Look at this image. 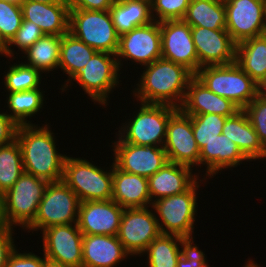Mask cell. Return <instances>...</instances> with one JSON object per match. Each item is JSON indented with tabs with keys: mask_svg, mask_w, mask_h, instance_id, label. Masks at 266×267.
<instances>
[{
	"mask_svg": "<svg viewBox=\"0 0 266 267\" xmlns=\"http://www.w3.org/2000/svg\"><path fill=\"white\" fill-rule=\"evenodd\" d=\"M69 9L108 11L115 0H65Z\"/></svg>",
	"mask_w": 266,
	"mask_h": 267,
	"instance_id": "obj_44",
	"label": "cell"
},
{
	"mask_svg": "<svg viewBox=\"0 0 266 267\" xmlns=\"http://www.w3.org/2000/svg\"><path fill=\"white\" fill-rule=\"evenodd\" d=\"M24 173L22 152L17 140L0 146V196Z\"/></svg>",
	"mask_w": 266,
	"mask_h": 267,
	"instance_id": "obj_34",
	"label": "cell"
},
{
	"mask_svg": "<svg viewBox=\"0 0 266 267\" xmlns=\"http://www.w3.org/2000/svg\"><path fill=\"white\" fill-rule=\"evenodd\" d=\"M106 171L85 158L66 156L62 181L77 195L80 202L112 199L113 163Z\"/></svg>",
	"mask_w": 266,
	"mask_h": 267,
	"instance_id": "obj_6",
	"label": "cell"
},
{
	"mask_svg": "<svg viewBox=\"0 0 266 267\" xmlns=\"http://www.w3.org/2000/svg\"><path fill=\"white\" fill-rule=\"evenodd\" d=\"M0 55H4L6 58L8 57V50H7V42L0 34Z\"/></svg>",
	"mask_w": 266,
	"mask_h": 267,
	"instance_id": "obj_47",
	"label": "cell"
},
{
	"mask_svg": "<svg viewBox=\"0 0 266 267\" xmlns=\"http://www.w3.org/2000/svg\"><path fill=\"white\" fill-rule=\"evenodd\" d=\"M183 20L191 27L226 29L224 0H190Z\"/></svg>",
	"mask_w": 266,
	"mask_h": 267,
	"instance_id": "obj_30",
	"label": "cell"
},
{
	"mask_svg": "<svg viewBox=\"0 0 266 267\" xmlns=\"http://www.w3.org/2000/svg\"><path fill=\"white\" fill-rule=\"evenodd\" d=\"M194 139L199 149L222 134L223 125L227 117L218 114H203L190 116Z\"/></svg>",
	"mask_w": 266,
	"mask_h": 267,
	"instance_id": "obj_36",
	"label": "cell"
},
{
	"mask_svg": "<svg viewBox=\"0 0 266 267\" xmlns=\"http://www.w3.org/2000/svg\"><path fill=\"white\" fill-rule=\"evenodd\" d=\"M13 228L6 227L0 231V267H6L9 256L16 249Z\"/></svg>",
	"mask_w": 266,
	"mask_h": 267,
	"instance_id": "obj_43",
	"label": "cell"
},
{
	"mask_svg": "<svg viewBox=\"0 0 266 267\" xmlns=\"http://www.w3.org/2000/svg\"><path fill=\"white\" fill-rule=\"evenodd\" d=\"M69 33L97 52L117 54L120 35L109 10L70 9Z\"/></svg>",
	"mask_w": 266,
	"mask_h": 267,
	"instance_id": "obj_8",
	"label": "cell"
},
{
	"mask_svg": "<svg viewBox=\"0 0 266 267\" xmlns=\"http://www.w3.org/2000/svg\"><path fill=\"white\" fill-rule=\"evenodd\" d=\"M44 35V32L34 22L23 19L17 33L7 43L8 57L12 58L13 56V59H15L14 49H11L13 45L18 48V51L20 50L24 53Z\"/></svg>",
	"mask_w": 266,
	"mask_h": 267,
	"instance_id": "obj_39",
	"label": "cell"
},
{
	"mask_svg": "<svg viewBox=\"0 0 266 267\" xmlns=\"http://www.w3.org/2000/svg\"><path fill=\"white\" fill-rule=\"evenodd\" d=\"M190 243L178 235L160 234L142 256L147 255L148 267H177L179 257Z\"/></svg>",
	"mask_w": 266,
	"mask_h": 267,
	"instance_id": "obj_29",
	"label": "cell"
},
{
	"mask_svg": "<svg viewBox=\"0 0 266 267\" xmlns=\"http://www.w3.org/2000/svg\"><path fill=\"white\" fill-rule=\"evenodd\" d=\"M148 207L123 211L117 238L131 256H141L161 232L153 210Z\"/></svg>",
	"mask_w": 266,
	"mask_h": 267,
	"instance_id": "obj_11",
	"label": "cell"
},
{
	"mask_svg": "<svg viewBox=\"0 0 266 267\" xmlns=\"http://www.w3.org/2000/svg\"><path fill=\"white\" fill-rule=\"evenodd\" d=\"M133 97L142 103L168 104L179 108L185 98L189 81L195 76L185 66L159 58L145 65Z\"/></svg>",
	"mask_w": 266,
	"mask_h": 267,
	"instance_id": "obj_1",
	"label": "cell"
},
{
	"mask_svg": "<svg viewBox=\"0 0 266 267\" xmlns=\"http://www.w3.org/2000/svg\"><path fill=\"white\" fill-rule=\"evenodd\" d=\"M222 134L238 146L249 162L266 159V148L262 145L244 110H240L234 116L226 118Z\"/></svg>",
	"mask_w": 266,
	"mask_h": 267,
	"instance_id": "obj_26",
	"label": "cell"
},
{
	"mask_svg": "<svg viewBox=\"0 0 266 267\" xmlns=\"http://www.w3.org/2000/svg\"><path fill=\"white\" fill-rule=\"evenodd\" d=\"M22 20L21 5L0 0V34L7 43L17 33Z\"/></svg>",
	"mask_w": 266,
	"mask_h": 267,
	"instance_id": "obj_37",
	"label": "cell"
},
{
	"mask_svg": "<svg viewBox=\"0 0 266 267\" xmlns=\"http://www.w3.org/2000/svg\"><path fill=\"white\" fill-rule=\"evenodd\" d=\"M123 211L112 199L80 202L77 224L83 235L117 236Z\"/></svg>",
	"mask_w": 266,
	"mask_h": 267,
	"instance_id": "obj_19",
	"label": "cell"
},
{
	"mask_svg": "<svg viewBox=\"0 0 266 267\" xmlns=\"http://www.w3.org/2000/svg\"><path fill=\"white\" fill-rule=\"evenodd\" d=\"M48 181L24 172L1 195L2 217L6 227L26 229L35 219Z\"/></svg>",
	"mask_w": 266,
	"mask_h": 267,
	"instance_id": "obj_4",
	"label": "cell"
},
{
	"mask_svg": "<svg viewBox=\"0 0 266 267\" xmlns=\"http://www.w3.org/2000/svg\"><path fill=\"white\" fill-rule=\"evenodd\" d=\"M18 125L4 112H0V146L15 140Z\"/></svg>",
	"mask_w": 266,
	"mask_h": 267,
	"instance_id": "obj_45",
	"label": "cell"
},
{
	"mask_svg": "<svg viewBox=\"0 0 266 267\" xmlns=\"http://www.w3.org/2000/svg\"><path fill=\"white\" fill-rule=\"evenodd\" d=\"M191 34L198 56V70L203 66L236 62V43L226 29L191 27Z\"/></svg>",
	"mask_w": 266,
	"mask_h": 267,
	"instance_id": "obj_18",
	"label": "cell"
},
{
	"mask_svg": "<svg viewBox=\"0 0 266 267\" xmlns=\"http://www.w3.org/2000/svg\"><path fill=\"white\" fill-rule=\"evenodd\" d=\"M3 75L4 87L7 92H17L40 88L43 79L41 72L35 68L19 62L14 63Z\"/></svg>",
	"mask_w": 266,
	"mask_h": 267,
	"instance_id": "obj_35",
	"label": "cell"
},
{
	"mask_svg": "<svg viewBox=\"0 0 266 267\" xmlns=\"http://www.w3.org/2000/svg\"><path fill=\"white\" fill-rule=\"evenodd\" d=\"M236 63L261 85L266 80V34L236 44Z\"/></svg>",
	"mask_w": 266,
	"mask_h": 267,
	"instance_id": "obj_28",
	"label": "cell"
},
{
	"mask_svg": "<svg viewBox=\"0 0 266 267\" xmlns=\"http://www.w3.org/2000/svg\"><path fill=\"white\" fill-rule=\"evenodd\" d=\"M226 30L238 44L266 32L265 0H224Z\"/></svg>",
	"mask_w": 266,
	"mask_h": 267,
	"instance_id": "obj_12",
	"label": "cell"
},
{
	"mask_svg": "<svg viewBox=\"0 0 266 267\" xmlns=\"http://www.w3.org/2000/svg\"><path fill=\"white\" fill-rule=\"evenodd\" d=\"M116 58L119 69L123 66L121 58L141 67L161 58L160 22L152 21L120 35Z\"/></svg>",
	"mask_w": 266,
	"mask_h": 267,
	"instance_id": "obj_13",
	"label": "cell"
},
{
	"mask_svg": "<svg viewBox=\"0 0 266 267\" xmlns=\"http://www.w3.org/2000/svg\"><path fill=\"white\" fill-rule=\"evenodd\" d=\"M97 51L71 33L62 36L60 46L59 67L63 74H67L69 79L65 80L62 86L68 85L70 80L88 63Z\"/></svg>",
	"mask_w": 266,
	"mask_h": 267,
	"instance_id": "obj_31",
	"label": "cell"
},
{
	"mask_svg": "<svg viewBox=\"0 0 266 267\" xmlns=\"http://www.w3.org/2000/svg\"><path fill=\"white\" fill-rule=\"evenodd\" d=\"M6 228L3 217H2V205H1V196H0V231L4 230Z\"/></svg>",
	"mask_w": 266,
	"mask_h": 267,
	"instance_id": "obj_49",
	"label": "cell"
},
{
	"mask_svg": "<svg viewBox=\"0 0 266 267\" xmlns=\"http://www.w3.org/2000/svg\"><path fill=\"white\" fill-rule=\"evenodd\" d=\"M202 179H198L187 191L152 202L151 208L157 213L155 216L161 234L178 235L195 242L193 232L198 210L197 190L203 183L201 181L208 178L203 176Z\"/></svg>",
	"mask_w": 266,
	"mask_h": 267,
	"instance_id": "obj_3",
	"label": "cell"
},
{
	"mask_svg": "<svg viewBox=\"0 0 266 267\" xmlns=\"http://www.w3.org/2000/svg\"><path fill=\"white\" fill-rule=\"evenodd\" d=\"M130 256L117 236L83 235L82 267H116Z\"/></svg>",
	"mask_w": 266,
	"mask_h": 267,
	"instance_id": "obj_21",
	"label": "cell"
},
{
	"mask_svg": "<svg viewBox=\"0 0 266 267\" xmlns=\"http://www.w3.org/2000/svg\"><path fill=\"white\" fill-rule=\"evenodd\" d=\"M179 109L188 116L218 114L224 117L234 116L241 110L231 100L213 93L195 76L189 81Z\"/></svg>",
	"mask_w": 266,
	"mask_h": 267,
	"instance_id": "obj_20",
	"label": "cell"
},
{
	"mask_svg": "<svg viewBox=\"0 0 266 267\" xmlns=\"http://www.w3.org/2000/svg\"><path fill=\"white\" fill-rule=\"evenodd\" d=\"M6 1L21 5L25 0H6Z\"/></svg>",
	"mask_w": 266,
	"mask_h": 267,
	"instance_id": "obj_52",
	"label": "cell"
},
{
	"mask_svg": "<svg viewBox=\"0 0 266 267\" xmlns=\"http://www.w3.org/2000/svg\"><path fill=\"white\" fill-rule=\"evenodd\" d=\"M198 267H210V266L208 265V261H205L203 264H201Z\"/></svg>",
	"mask_w": 266,
	"mask_h": 267,
	"instance_id": "obj_53",
	"label": "cell"
},
{
	"mask_svg": "<svg viewBox=\"0 0 266 267\" xmlns=\"http://www.w3.org/2000/svg\"><path fill=\"white\" fill-rule=\"evenodd\" d=\"M116 138L113 163L124 172L149 178L168 162L163 146L135 145Z\"/></svg>",
	"mask_w": 266,
	"mask_h": 267,
	"instance_id": "obj_15",
	"label": "cell"
},
{
	"mask_svg": "<svg viewBox=\"0 0 266 267\" xmlns=\"http://www.w3.org/2000/svg\"><path fill=\"white\" fill-rule=\"evenodd\" d=\"M44 267H69V266H66L65 264L59 262L52 261L44 256Z\"/></svg>",
	"mask_w": 266,
	"mask_h": 267,
	"instance_id": "obj_46",
	"label": "cell"
},
{
	"mask_svg": "<svg viewBox=\"0 0 266 267\" xmlns=\"http://www.w3.org/2000/svg\"><path fill=\"white\" fill-rule=\"evenodd\" d=\"M120 70L115 54L96 52L84 68L72 78L73 80H70V84L61 86L60 90L66 91L72 81H76L93 102L104 107L108 105L112 89L120 83Z\"/></svg>",
	"mask_w": 266,
	"mask_h": 267,
	"instance_id": "obj_9",
	"label": "cell"
},
{
	"mask_svg": "<svg viewBox=\"0 0 266 267\" xmlns=\"http://www.w3.org/2000/svg\"><path fill=\"white\" fill-rule=\"evenodd\" d=\"M24 20L34 22L47 35L63 36L69 32L67 3H40L25 0L21 4Z\"/></svg>",
	"mask_w": 266,
	"mask_h": 267,
	"instance_id": "obj_23",
	"label": "cell"
},
{
	"mask_svg": "<svg viewBox=\"0 0 266 267\" xmlns=\"http://www.w3.org/2000/svg\"><path fill=\"white\" fill-rule=\"evenodd\" d=\"M112 200L124 209L151 206L148 178L124 172L113 163Z\"/></svg>",
	"mask_w": 266,
	"mask_h": 267,
	"instance_id": "obj_25",
	"label": "cell"
},
{
	"mask_svg": "<svg viewBox=\"0 0 266 267\" xmlns=\"http://www.w3.org/2000/svg\"><path fill=\"white\" fill-rule=\"evenodd\" d=\"M260 93L266 97V80L260 85Z\"/></svg>",
	"mask_w": 266,
	"mask_h": 267,
	"instance_id": "obj_51",
	"label": "cell"
},
{
	"mask_svg": "<svg viewBox=\"0 0 266 267\" xmlns=\"http://www.w3.org/2000/svg\"><path fill=\"white\" fill-rule=\"evenodd\" d=\"M138 108L132 119L122 123L116 135L130 144L163 146L168 121L179 108L168 104L142 102Z\"/></svg>",
	"mask_w": 266,
	"mask_h": 267,
	"instance_id": "obj_7",
	"label": "cell"
},
{
	"mask_svg": "<svg viewBox=\"0 0 266 267\" xmlns=\"http://www.w3.org/2000/svg\"><path fill=\"white\" fill-rule=\"evenodd\" d=\"M62 36L45 34L24 53L27 61L24 64L39 70L41 73H49L57 70L60 59V46Z\"/></svg>",
	"mask_w": 266,
	"mask_h": 267,
	"instance_id": "obj_32",
	"label": "cell"
},
{
	"mask_svg": "<svg viewBox=\"0 0 266 267\" xmlns=\"http://www.w3.org/2000/svg\"><path fill=\"white\" fill-rule=\"evenodd\" d=\"M186 165L167 162L148 178L151 203L157 199L187 191L198 179L199 174Z\"/></svg>",
	"mask_w": 266,
	"mask_h": 267,
	"instance_id": "obj_22",
	"label": "cell"
},
{
	"mask_svg": "<svg viewBox=\"0 0 266 267\" xmlns=\"http://www.w3.org/2000/svg\"><path fill=\"white\" fill-rule=\"evenodd\" d=\"M195 77L213 93L231 100L241 110L260 93V85L236 62L203 66Z\"/></svg>",
	"mask_w": 266,
	"mask_h": 267,
	"instance_id": "obj_5",
	"label": "cell"
},
{
	"mask_svg": "<svg viewBox=\"0 0 266 267\" xmlns=\"http://www.w3.org/2000/svg\"><path fill=\"white\" fill-rule=\"evenodd\" d=\"M191 242L183 251L177 262V267H198L207 259L201 249L196 244Z\"/></svg>",
	"mask_w": 266,
	"mask_h": 267,
	"instance_id": "obj_42",
	"label": "cell"
},
{
	"mask_svg": "<svg viewBox=\"0 0 266 267\" xmlns=\"http://www.w3.org/2000/svg\"><path fill=\"white\" fill-rule=\"evenodd\" d=\"M15 139L22 152L24 172L48 182L62 180L66 154L58 152L50 125H19Z\"/></svg>",
	"mask_w": 266,
	"mask_h": 267,
	"instance_id": "obj_2",
	"label": "cell"
},
{
	"mask_svg": "<svg viewBox=\"0 0 266 267\" xmlns=\"http://www.w3.org/2000/svg\"><path fill=\"white\" fill-rule=\"evenodd\" d=\"M168 162L194 169L200 166V149L194 139L191 117L178 109L169 119L163 145Z\"/></svg>",
	"mask_w": 266,
	"mask_h": 267,
	"instance_id": "obj_14",
	"label": "cell"
},
{
	"mask_svg": "<svg viewBox=\"0 0 266 267\" xmlns=\"http://www.w3.org/2000/svg\"><path fill=\"white\" fill-rule=\"evenodd\" d=\"M109 12L119 35L154 21L149 1L115 0Z\"/></svg>",
	"mask_w": 266,
	"mask_h": 267,
	"instance_id": "obj_27",
	"label": "cell"
},
{
	"mask_svg": "<svg viewBox=\"0 0 266 267\" xmlns=\"http://www.w3.org/2000/svg\"><path fill=\"white\" fill-rule=\"evenodd\" d=\"M190 0H152L151 14L154 21L183 20Z\"/></svg>",
	"mask_w": 266,
	"mask_h": 267,
	"instance_id": "obj_38",
	"label": "cell"
},
{
	"mask_svg": "<svg viewBox=\"0 0 266 267\" xmlns=\"http://www.w3.org/2000/svg\"><path fill=\"white\" fill-rule=\"evenodd\" d=\"M243 110L266 148V97L259 93Z\"/></svg>",
	"mask_w": 266,
	"mask_h": 267,
	"instance_id": "obj_40",
	"label": "cell"
},
{
	"mask_svg": "<svg viewBox=\"0 0 266 267\" xmlns=\"http://www.w3.org/2000/svg\"><path fill=\"white\" fill-rule=\"evenodd\" d=\"M41 232L47 259L69 267H82L83 234L77 223L52 226Z\"/></svg>",
	"mask_w": 266,
	"mask_h": 267,
	"instance_id": "obj_17",
	"label": "cell"
},
{
	"mask_svg": "<svg viewBox=\"0 0 266 267\" xmlns=\"http://www.w3.org/2000/svg\"><path fill=\"white\" fill-rule=\"evenodd\" d=\"M27 1L40 2V3H46V4L67 3L65 0H27Z\"/></svg>",
	"mask_w": 266,
	"mask_h": 267,
	"instance_id": "obj_48",
	"label": "cell"
},
{
	"mask_svg": "<svg viewBox=\"0 0 266 267\" xmlns=\"http://www.w3.org/2000/svg\"><path fill=\"white\" fill-rule=\"evenodd\" d=\"M161 57L185 66L194 75L198 72V56L191 26L184 20L160 22Z\"/></svg>",
	"mask_w": 266,
	"mask_h": 267,
	"instance_id": "obj_16",
	"label": "cell"
},
{
	"mask_svg": "<svg viewBox=\"0 0 266 267\" xmlns=\"http://www.w3.org/2000/svg\"><path fill=\"white\" fill-rule=\"evenodd\" d=\"M79 205L76 193L62 180L49 182L37 215L25 230L33 233L52 226L75 224L78 222Z\"/></svg>",
	"mask_w": 266,
	"mask_h": 267,
	"instance_id": "obj_10",
	"label": "cell"
},
{
	"mask_svg": "<svg viewBox=\"0 0 266 267\" xmlns=\"http://www.w3.org/2000/svg\"><path fill=\"white\" fill-rule=\"evenodd\" d=\"M41 88L32 90L8 92L7 93V107L11 112L6 110V114L19 126V125H33L27 119L37 115L44 106V93ZM8 101V102H7Z\"/></svg>",
	"mask_w": 266,
	"mask_h": 267,
	"instance_id": "obj_33",
	"label": "cell"
},
{
	"mask_svg": "<svg viewBox=\"0 0 266 267\" xmlns=\"http://www.w3.org/2000/svg\"><path fill=\"white\" fill-rule=\"evenodd\" d=\"M253 259H248V261L246 262V264H244L243 267H261L259 264H257V262H254Z\"/></svg>",
	"mask_w": 266,
	"mask_h": 267,
	"instance_id": "obj_50",
	"label": "cell"
},
{
	"mask_svg": "<svg viewBox=\"0 0 266 267\" xmlns=\"http://www.w3.org/2000/svg\"><path fill=\"white\" fill-rule=\"evenodd\" d=\"M243 161H249L240 151L238 146L223 134L216 136L200 149V168L206 166L204 176H210L220 173L222 169L235 168ZM213 176V177H212Z\"/></svg>",
	"mask_w": 266,
	"mask_h": 267,
	"instance_id": "obj_24",
	"label": "cell"
},
{
	"mask_svg": "<svg viewBox=\"0 0 266 267\" xmlns=\"http://www.w3.org/2000/svg\"><path fill=\"white\" fill-rule=\"evenodd\" d=\"M6 267H44V254L40 257L33 252L21 253L16 248L9 256Z\"/></svg>",
	"mask_w": 266,
	"mask_h": 267,
	"instance_id": "obj_41",
	"label": "cell"
}]
</instances>
